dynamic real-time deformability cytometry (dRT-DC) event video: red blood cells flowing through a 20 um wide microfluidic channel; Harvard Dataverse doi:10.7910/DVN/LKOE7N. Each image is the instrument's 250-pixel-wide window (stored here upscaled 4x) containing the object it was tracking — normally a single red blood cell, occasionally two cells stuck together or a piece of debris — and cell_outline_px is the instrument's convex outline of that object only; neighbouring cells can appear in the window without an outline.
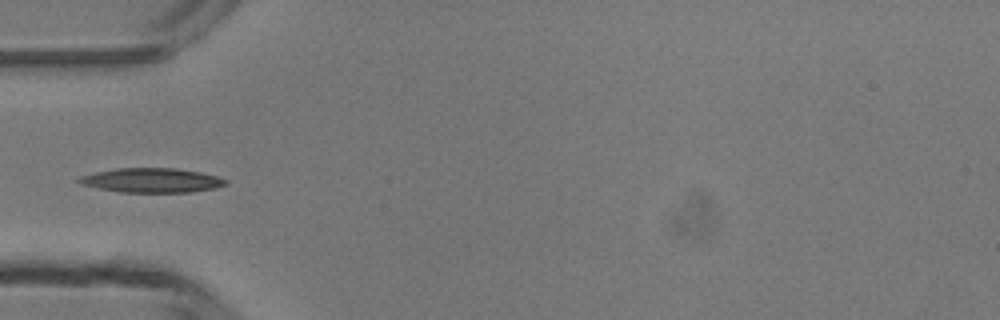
{"species": "common noctule bat (a hibernating species)", "species_latin": "Nyctalus noctula", "temperature_condition": "room temperature", "stored_images_in_passage": 6, "camera_frame_rate_fps": 3000, "um_per_image_px": 0.085, "animal": {"sex": "male", "body_mass_g": 13.3}, "frame": {"image": 1, "passage_image": 6, "time_ms": 5.667, "image_size_px": [1000, 320], "cell_outline_px": [[228, 184], [216, 188], [192, 192], [120, 192], [80, 184], [76, 180], [80, 176], [96, 172], [116, 168], [176, 168], [200, 172], [216, 176], [228, 180]], "centroid_in_image_um": [12.92, 15.32], "position_along_channel_um": 72.1, "area_um2": 20.87}}